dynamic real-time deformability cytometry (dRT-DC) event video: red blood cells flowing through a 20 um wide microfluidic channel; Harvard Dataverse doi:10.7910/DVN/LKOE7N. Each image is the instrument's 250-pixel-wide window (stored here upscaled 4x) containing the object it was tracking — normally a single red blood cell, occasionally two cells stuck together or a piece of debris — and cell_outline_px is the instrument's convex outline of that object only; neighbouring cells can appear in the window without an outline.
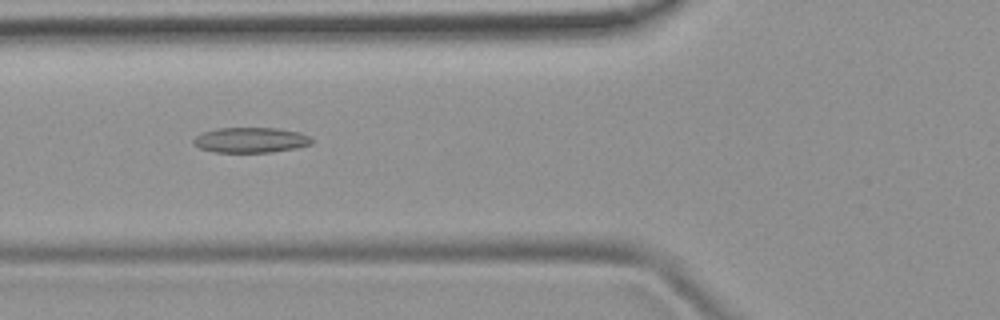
{"species": "common noctule bat (a hibernating species)", "species_latin": "Nyctalus noctula", "temperature_condition": "room temperature", "stored_images_in_passage": 38, "camera_frame_rate_fps": 3000, "um_per_image_px": 0.085, "animal": {"sex": "female", "body_mass_g": 19.9}, "frame": {"image": 1, "passage_image": 8, "time_ms": 2.333, "image_size_px": [1000, 320], "cell_outline_px": [[312, 144], [296, 148], [272, 152], [216, 152], [200, 148], [192, 144], [192, 140], [196, 136], [204, 132], [220, 128], [276, 128], [300, 132], [308, 136], [312, 140]], "centroid_in_image_um": [21.31, 11.9], "position_along_channel_um": 104.5, "area_um2": 17.34}}
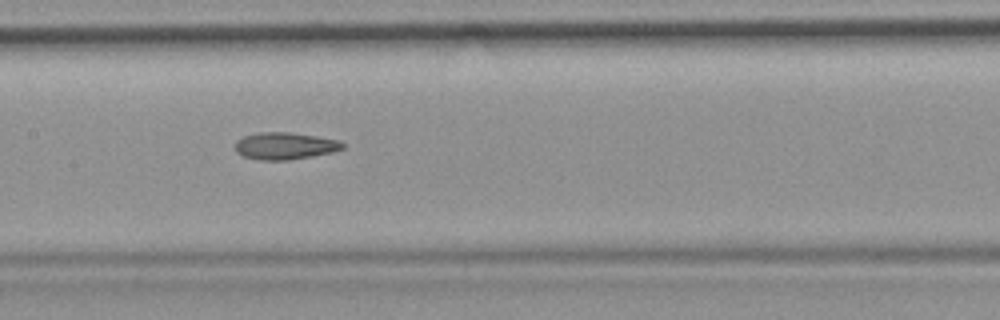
{"frame": {"image": 2, "passage_image": 14, "time_ms": 4.333, "image_size_px": [1000, 320], "cell_outline_px": [[344, 148], [332, 152], [312, 156], [288, 160], [260, 160], [244, 156], [236, 152], [236, 140], [244, 136], [260, 132], [288, 132], [316, 136], [340, 140], [344, 144]], "centroid_in_image_um": [24.22, 12.4], "position_along_channel_um": 183.2, "area_um2": 16.88}}
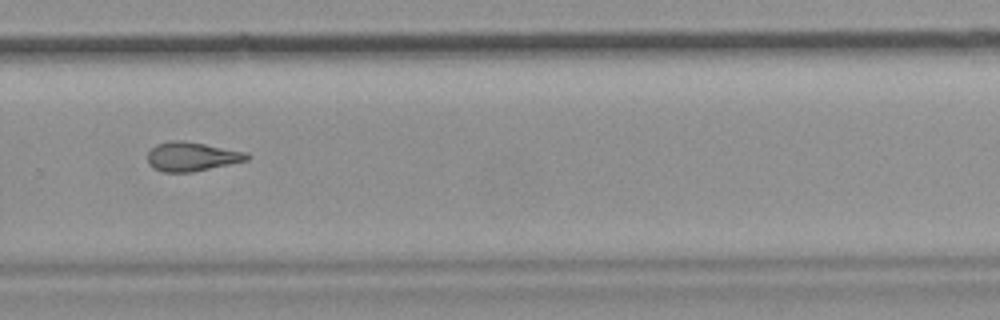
{"frame": {"image": 3, "passage_image": 24, "time_ms": 7.667, "image_size_px": [1000, 320], "cell_outline_px": [[252, 156], [248, 160], [192, 172], [164, 172], [152, 168], [148, 164], [148, 152], [156, 144], [172, 140], [184, 140], [248, 152]], "centroid_in_image_um": [16.31, 13.3], "position_along_channel_um": 313.5, "area_um2": 16.99}, "authors_computed_cell_mechanics": {"area_um2": 16.9354, "velocity_mm_per_s": 3.9243, "shape_relaxation_time_tau1_ms": null, "shape_relaxation_time_tau2_ms": 5.674, "deformation_change_tau1": null, "deformation_change_tau2": 0.1693}}